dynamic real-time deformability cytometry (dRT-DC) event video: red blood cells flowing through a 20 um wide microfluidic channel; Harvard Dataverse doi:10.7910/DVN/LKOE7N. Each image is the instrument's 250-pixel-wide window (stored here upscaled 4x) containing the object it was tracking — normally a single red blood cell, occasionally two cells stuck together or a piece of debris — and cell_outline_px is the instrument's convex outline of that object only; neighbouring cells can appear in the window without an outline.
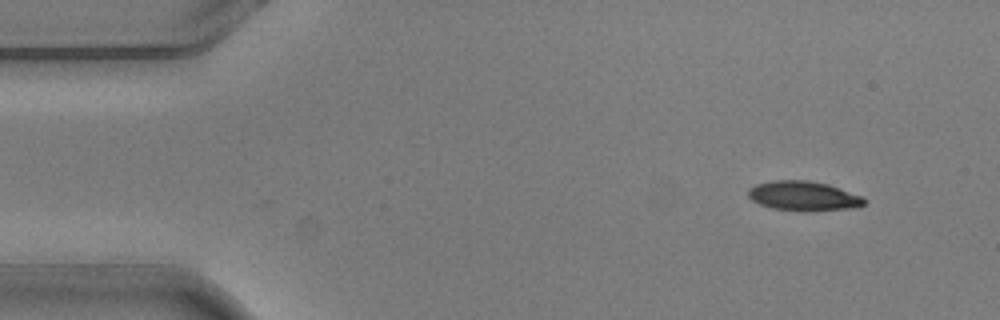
{"species": "common noctule bat (a hibernating species)", "species_latin": "Nyctalus noctula", "temperature_condition": "warm", "stored_images_in_passage": 5, "segment_of_instrument_passage": [2, 2], "camera_frame_rate_fps": 3000, "um_per_image_px": 0.085, "animal": {"sex": "male", "body_mass_g": 20.5, "forearm_length_mm": 52.5}, "frame": {"image": 1, "passage_image": 5, "time_ms": 1.333, "image_size_px": [1000, 320], "cell_outline_px": [[868, 200], [864, 204], [856, 208], [808, 212], [804, 212], [772, 208], [760, 204], [752, 200], [748, 196], [748, 188], [756, 184], [772, 180], [808, 180], [828, 184], [864, 196]], "centroid_in_image_um": [68.34, 16.67], "position_along_channel_um": 16.7, "area_um2": 20.46}}